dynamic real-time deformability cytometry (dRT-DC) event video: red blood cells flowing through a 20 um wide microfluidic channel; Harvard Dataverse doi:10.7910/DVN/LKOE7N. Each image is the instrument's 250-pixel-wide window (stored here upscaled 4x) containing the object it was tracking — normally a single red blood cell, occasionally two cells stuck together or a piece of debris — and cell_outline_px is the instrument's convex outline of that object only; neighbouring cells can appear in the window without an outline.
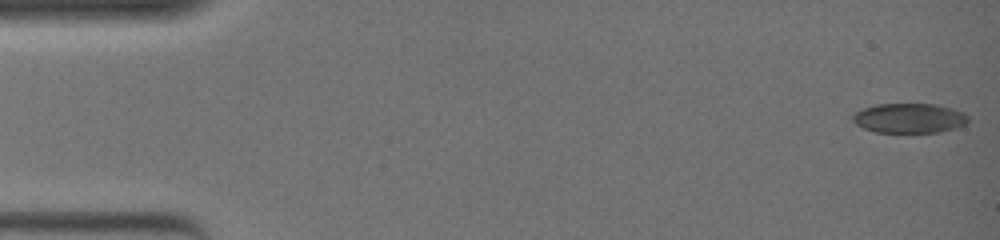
{"species": "common noctule bat (a hibernating species)", "species_latin": "Nyctalus noctula", "temperature_condition": "warm", "stored_images_in_passage": 51, "camera_frame_rate_fps": 3000, "um_per_image_px": 0.085, "animal": {"sex": "female", "body_mass_g": 19.0, "forearm_length_mm": 51.5}, "frame": {"image": 1, "passage_image": 1, "time_ms": 0.0, "image_size_px": [1000, 240], "cell_outline_px": [[968, 120], [964, 124], [940, 132], [876, 132], [864, 128], [856, 124], [852, 120], [852, 116], [856, 112], [864, 108], [876, 104], [936, 104], [952, 108], [964, 112], [968, 116]], "centroid_in_image_um": [77.28, 10.03], "position_along_channel_um": 7.7, "area_um2": 19.83}}
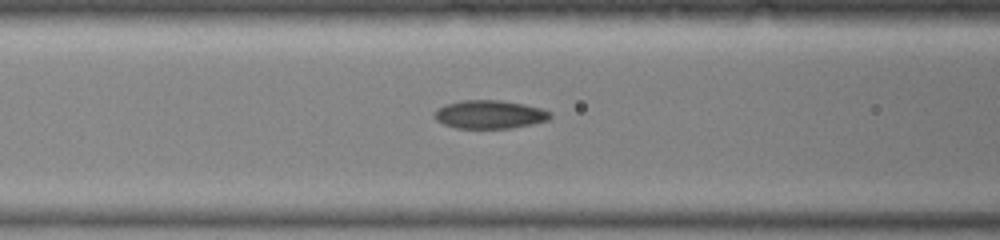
{"frame": {"image": 2, "passage_image": 22, "time_ms": 7.0, "image_size_px": [1000, 240], "cell_outline_px": [[552, 116], [548, 120], [532, 124], [508, 128], [456, 128], [444, 124], [436, 120], [432, 116], [444, 104], [460, 100], [500, 100], [524, 104], [540, 108], [552, 112]], "centroid_in_image_um": [41.62, 9.72], "position_along_channel_um": 125.0, "area_um2": 19.13}}
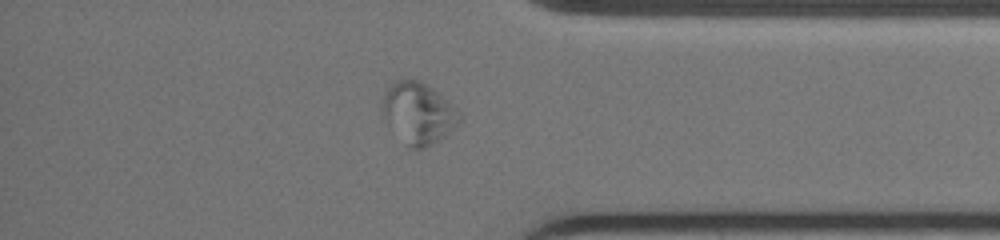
{"frame": {"image": 3, "passage_image": 44, "time_ms": 14.333, "image_size_px": [1000, 240], "cell_outline_px": [[464, 120], [444, 136], [424, 148], [408, 148], [404, 144], [388, 124], [380, 112], [380, 104], [384, 92], [388, 84], [392, 80], [404, 76], [420, 80], [428, 84], [460, 112]], "centroid_in_image_um": [35.5, 9.55], "position_along_channel_um": 399.7, "area_um2": 28.38}, "authors_computed_cell_mechanics": {"area_um2": 19.7098, "velocity_mm_per_s": 3.7892, "shape_relaxation_time_tau1_ms": null, "shape_relaxation_time_tau2_ms": 2.0623, "deformation_change_tau1": null, "deformation_change_tau2": 0.0717}}